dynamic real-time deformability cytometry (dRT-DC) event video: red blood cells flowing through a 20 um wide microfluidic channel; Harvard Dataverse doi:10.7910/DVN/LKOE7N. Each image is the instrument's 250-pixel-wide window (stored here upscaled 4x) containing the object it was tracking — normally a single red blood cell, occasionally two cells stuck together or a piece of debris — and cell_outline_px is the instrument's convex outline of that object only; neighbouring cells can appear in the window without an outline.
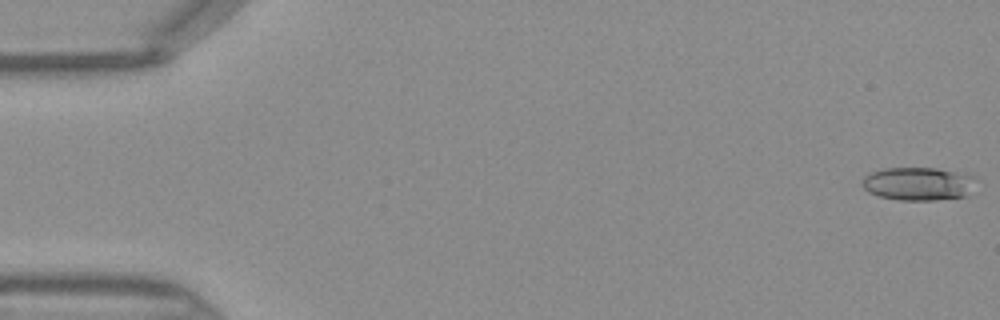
{"species": "Egyptian fruit bat (a non-hibernating species)", "species_latin": "Rousettus aegyptiacus", "temperature_condition": "warm", "stored_images_in_passage": 46, "camera_frame_rate_fps": 3000, "um_per_image_px": 0.085, "frame": {"image": 1, "passage_image": 1, "time_ms": 0.0, "image_size_px": [1000, 320], "cell_outline_px": [[976, 176], [968, 196], [936, 200], [900, 200], [880, 196], [868, 192], [860, 184], [864, 176], [868, 172], [884, 168], [936, 168]], "centroid_in_image_um": [78.01, 15.62], "position_along_channel_um": 7.0, "area_um2": 22.14}}
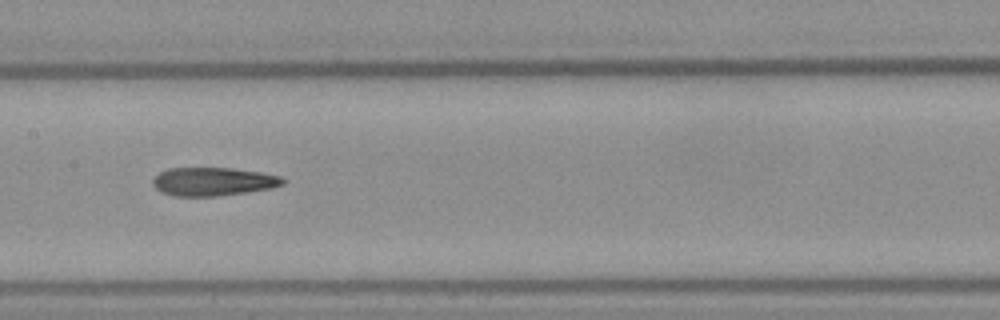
{"frame": {"image": 2, "passage_image": 23, "time_ms": 7.333, "image_size_px": [1000, 320], "cell_outline_px": [[284, 184], [272, 188], [248, 192], [220, 196], [176, 196], [164, 192], [156, 188], [152, 184], [152, 180], [160, 172], [168, 168], [232, 168], [260, 172], [280, 176], [284, 180]], "centroid_in_image_um": [18.13, 15.43], "position_along_channel_um": 189.3, "area_um2": 21.44}}
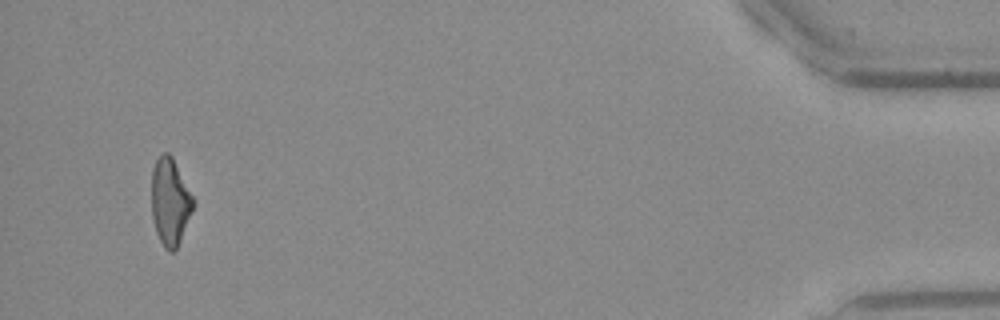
{"frame": {"image": 3, "passage_image": 44, "time_ms": 14.333, "image_size_px": [1000, 320], "cell_outline_px": [[192, 208], [176, 248], [172, 252], [168, 252], [164, 248], [156, 232], [152, 216], [152, 168], [156, 160], [164, 152], [168, 152], [172, 156], [192, 196]], "centroid_in_image_um": [14.41, 17.12], "position_along_channel_um": 420.8, "area_um2": 20.4}}